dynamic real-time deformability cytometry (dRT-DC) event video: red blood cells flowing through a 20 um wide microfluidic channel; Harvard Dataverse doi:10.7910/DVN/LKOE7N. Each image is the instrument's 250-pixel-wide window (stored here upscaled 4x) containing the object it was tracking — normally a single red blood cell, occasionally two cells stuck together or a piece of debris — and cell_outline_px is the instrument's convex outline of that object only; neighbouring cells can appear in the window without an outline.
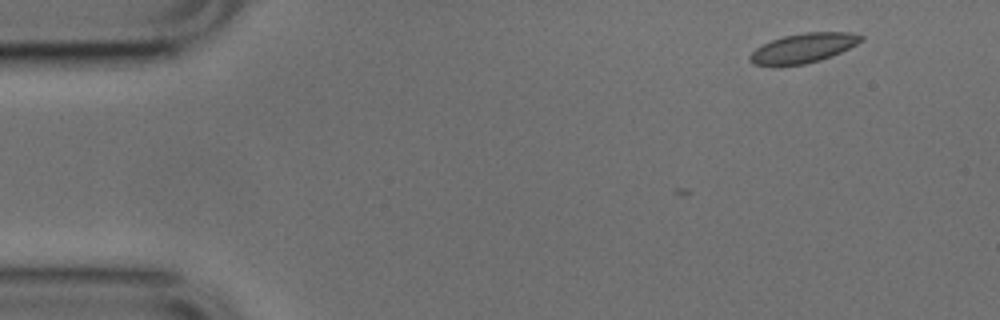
{"species": "common noctule bat (a hibernating species)", "species_latin": "Nyctalus noctula", "temperature_condition": "cold", "stored_images_in_passage": 5, "camera_frame_rate_fps": 3000, "um_per_image_px": 0.085, "animal": {"sex": "male", "body_mass_g": 17.9, "forearm_length_mm": 54.2}, "frame": {"image": 1, "passage_image": 1, "time_ms": 0.0, "image_size_px": [1000, 320], "cell_outline_px": [[864, 40], [832, 56], [820, 60], [804, 64], [776, 68], [752, 64], [748, 56], [756, 48], [772, 40], [784, 36], [804, 32], [852, 32], [864, 36]], "centroid_in_image_um": [68.24, 4.12], "position_along_channel_um": 16.8, "area_um2": 19.48}}